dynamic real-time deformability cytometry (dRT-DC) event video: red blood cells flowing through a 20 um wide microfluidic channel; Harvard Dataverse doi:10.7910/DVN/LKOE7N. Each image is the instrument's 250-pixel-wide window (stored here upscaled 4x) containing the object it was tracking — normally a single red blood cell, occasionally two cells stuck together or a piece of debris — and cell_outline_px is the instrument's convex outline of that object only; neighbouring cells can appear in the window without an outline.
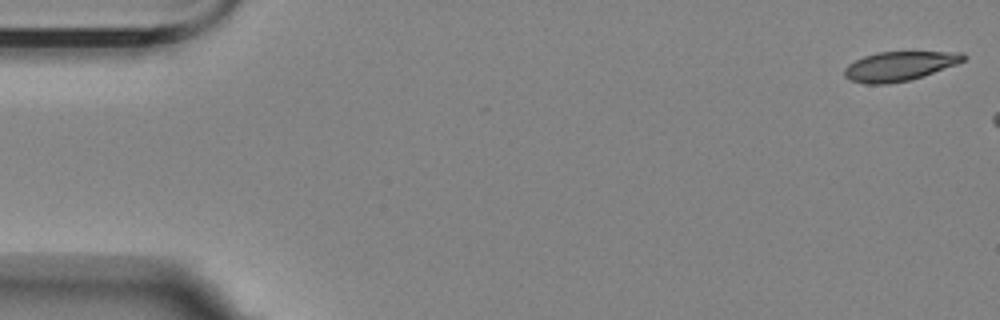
{"species": "Egyptian fruit bat (a non-hibernating species)", "species_latin": "Rousettus aegyptiacus", "temperature_condition": "room temperature", "stored_images_in_passage": 3, "camera_frame_rate_fps": 3000, "um_per_image_px": 0.085, "animal": {"sex": "female"}, "frame": {"image": 1, "passage_image": 1, "time_ms": 0.0, "image_size_px": [1000, 320], "cell_outline_px": [[968, 56], [964, 60], [956, 64], [924, 76], [908, 80], [888, 84], [864, 84], [852, 80], [844, 76], [844, 68], [848, 64], [864, 56], [876, 52], [964, 52]], "centroid_in_image_um": [76.45, 5.62], "position_along_channel_um": 8.5, "area_um2": 20.35}}